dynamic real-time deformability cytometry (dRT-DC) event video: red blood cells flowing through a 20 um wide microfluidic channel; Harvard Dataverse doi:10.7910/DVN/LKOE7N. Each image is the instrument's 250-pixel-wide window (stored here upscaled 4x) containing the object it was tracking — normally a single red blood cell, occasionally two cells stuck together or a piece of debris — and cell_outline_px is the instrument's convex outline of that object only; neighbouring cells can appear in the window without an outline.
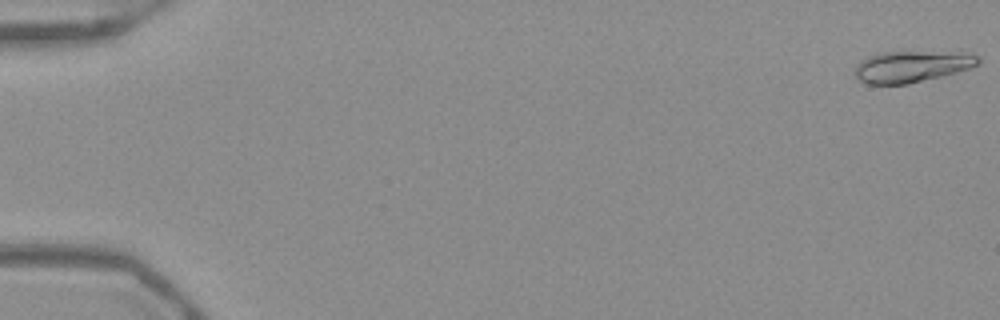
{"species": "Egyptian fruit bat (a non-hibernating species)", "species_latin": "Rousettus aegyptiacus", "temperature_condition": "warm", "stored_images_in_passage": 53, "camera_frame_rate_fps": 3000, "um_per_image_px": 0.085, "frame": {"image": 1, "passage_image": 1, "time_ms": 0.0, "image_size_px": [1000, 320], "cell_outline_px": [[980, 64], [944, 76], [908, 84], [868, 84], [860, 80], [856, 76], [856, 64], [860, 60], [868, 56], [880, 52], [908, 48], [960, 48], [980, 56]], "centroid_in_image_um": [77.66, 5.53], "position_along_channel_um": 7.3, "area_um2": 24.8}}
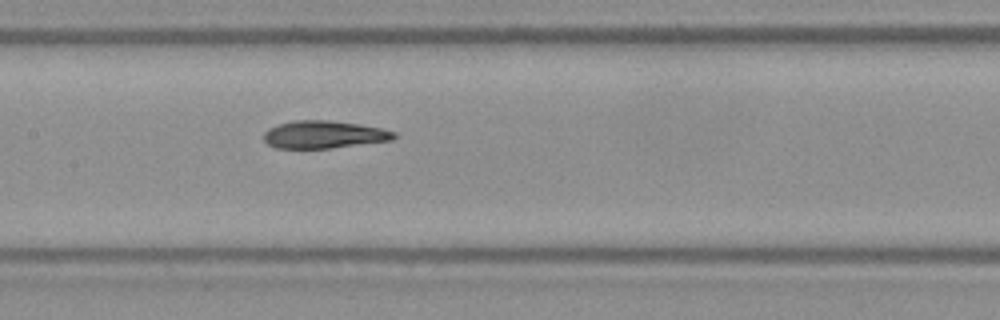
{"frame": {"image": 2, "passage_image": 27, "time_ms": 8.667, "image_size_px": [1000, 320], "cell_outline_px": [[396, 136], [392, 140], [328, 148], [276, 148], [268, 144], [264, 140], [264, 132], [268, 128], [292, 120], [328, 120], [360, 124], [380, 128], [396, 132]], "centroid_in_image_um": [27.51, 11.43], "position_along_channel_um": 179.9, "area_um2": 20.81}}
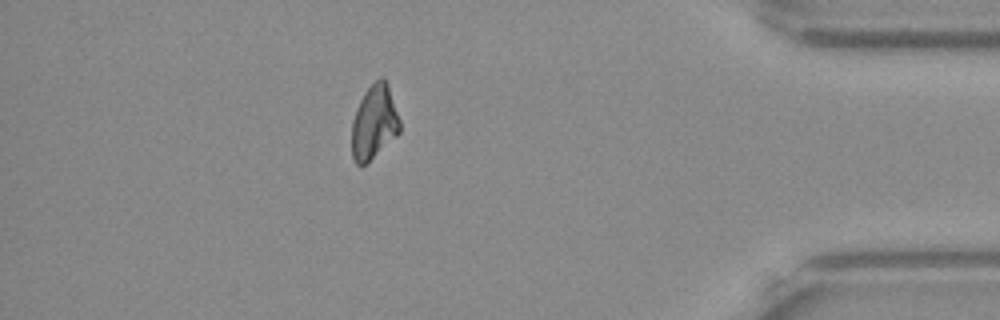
{"frame": {"image": 3, "passage_image": 47, "time_ms": 15.333, "image_size_px": [1000, 320], "cell_outline_px": [[400, 132], [396, 136], [364, 164], [356, 164], [352, 156], [352, 120], [356, 108], [364, 92], [380, 76], [384, 76], [388, 84], [400, 120]], "centroid_in_image_um": [31.8, 10.34], "position_along_channel_um": 403.4, "area_um2": 20.52}, "authors_computed_cell_mechanics": {"area_um2": 21.6172, "velocity_mm_per_s": 3.9257, "shape_relaxation_time_tau1_ms": null, "shape_relaxation_time_tau2_ms": 2.4415, "deformation_change_tau1": null, "deformation_change_tau2": 0.0644}}